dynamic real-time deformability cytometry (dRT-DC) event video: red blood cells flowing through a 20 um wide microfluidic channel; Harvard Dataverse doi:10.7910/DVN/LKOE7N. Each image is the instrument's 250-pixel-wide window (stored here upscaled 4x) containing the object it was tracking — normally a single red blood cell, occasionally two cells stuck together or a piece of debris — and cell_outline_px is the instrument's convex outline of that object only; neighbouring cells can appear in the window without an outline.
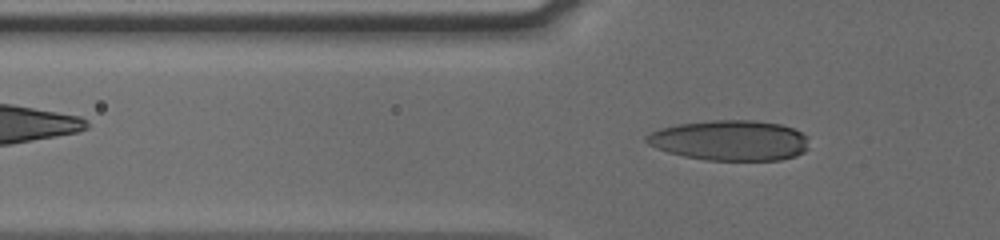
{"species": "human", "species_latin": "Homo sapiens", "temperature_condition": "cold", "stored_images_in_passage": 56, "camera_frame_rate_fps": 3000, "um_per_image_px": 0.085, "donor": {"sex": "male"}, "frame": {"image": 1, "passage_image": 20, "time_ms": 6.333, "image_size_px": [1000, 240], "cell_outline_px": [[808, 148], [804, 152], [796, 156], [780, 160], [708, 160], [684, 156], [668, 152], [656, 148], [648, 144], [644, 140], [644, 136], [660, 128], [676, 124], [712, 120], [752, 120], [780, 124], [792, 128], [808, 136]], "centroid_in_image_um": [62.05, 11.93], "position_along_channel_um": 63.8, "area_um2": 38.38}}
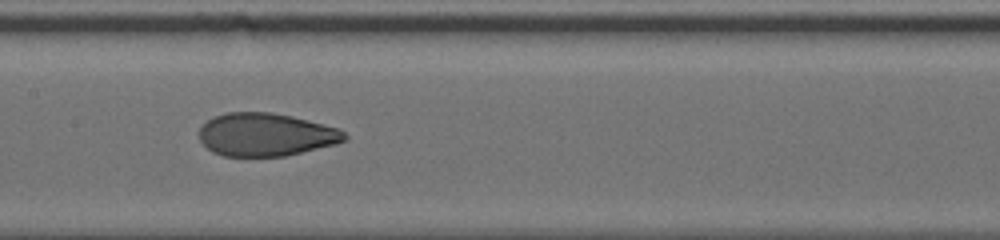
{"frame": {"image": 2, "passage_image": 30, "time_ms": 9.667, "image_size_px": [1000, 240], "cell_outline_px": [[348, 136], [344, 140], [336, 144], [284, 156], [224, 156], [212, 152], [200, 140], [200, 128], [212, 116], [228, 112], [272, 112], [292, 116], [340, 128]], "centroid_in_image_um": [22.6, 11.43], "position_along_channel_um": 184.8, "area_um2": 36.41}}
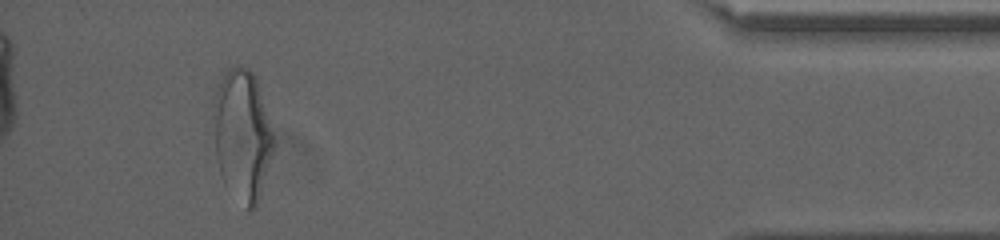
{"frame": {"image": 3, "passage_image": 52, "time_ms": 17.0, "image_size_px": [1000, 240], "cell_outline_px": [[276, 140], [260, 196], [256, 208], [252, 212], [248, 212], [220, 172], [208, 132], [216, 92], [224, 72], [232, 68], [248, 68], [252, 72], [256, 80]], "centroid_in_image_um": [20.55, 11.49], "position_along_channel_um": 414.7, "area_um2": 46.24}}